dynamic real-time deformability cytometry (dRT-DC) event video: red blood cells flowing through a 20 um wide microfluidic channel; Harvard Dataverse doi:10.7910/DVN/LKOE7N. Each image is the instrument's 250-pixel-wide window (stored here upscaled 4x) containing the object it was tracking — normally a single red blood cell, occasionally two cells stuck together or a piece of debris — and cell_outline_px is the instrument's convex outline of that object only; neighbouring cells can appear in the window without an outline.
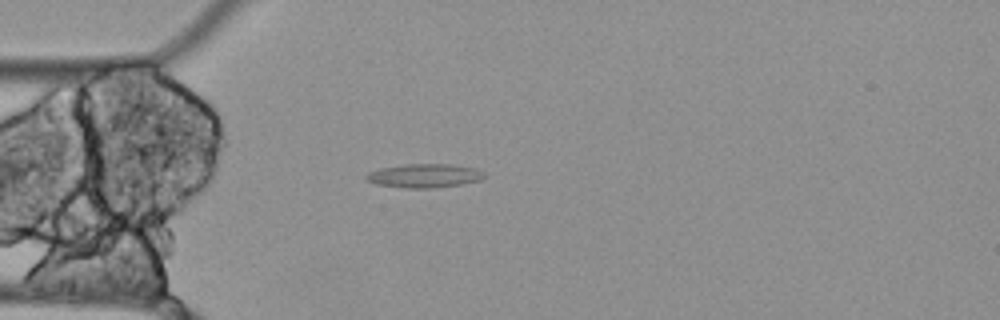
{"species": "Egyptian fruit bat (a non-hibernating species)", "species_latin": "Rousettus aegyptiacus", "temperature_condition": "cold", "stored_images_in_passage": 42, "camera_frame_rate_fps": 3000, "um_per_image_px": 0.085, "animal": {"sex": "female"}, "frame": {"image": 1, "passage_image": 1, "time_ms": 0.0, "image_size_px": [1000, 320], "cell_outline_px": [[484, 176], [480, 180], [460, 184], [432, 188], [404, 188], [376, 184], [368, 180], [364, 176], [368, 172], [380, 168], [408, 164], [448, 164], [476, 168], [484, 172]], "centroid_in_image_um": [36.05, 14.93], "position_along_channel_um": 48.9, "area_um2": 16.24}}
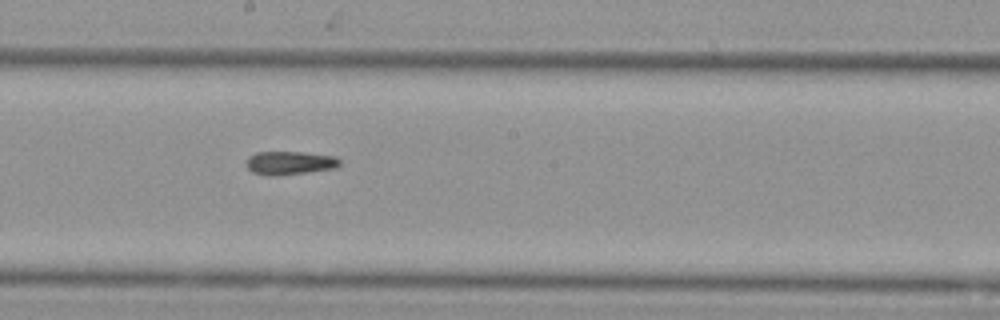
{"frame": {"image": 2, "passage_image": 16, "time_ms": 5.0, "image_size_px": [1000, 320], "cell_outline_px": [[340, 164], [336, 168], [276, 176], [268, 176], [252, 172], [248, 168], [248, 156], [256, 152], [304, 152], [336, 156], [340, 160]], "centroid_in_image_um": [24.64, 13.84], "position_along_channel_um": 223.6, "area_um2": 12.77}}
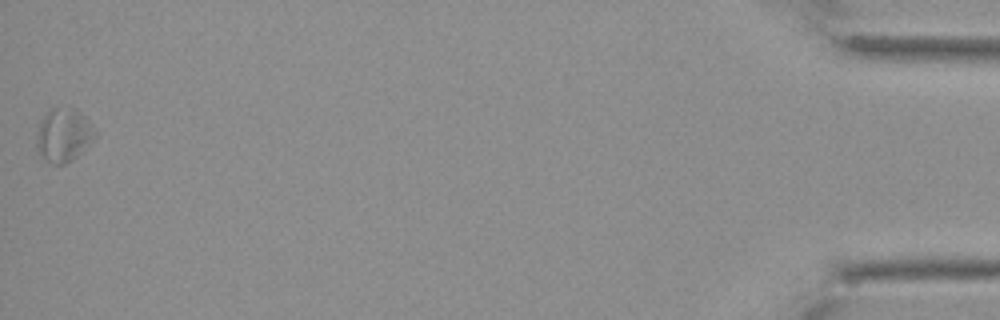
{"frame": {"image": 3, "passage_image": 42, "time_ms": 13.667, "image_size_px": [1000, 320], "cell_outline_px": [[96, 136], [72, 160], [64, 164], [52, 164], [44, 160], [40, 156], [36, 144], [36, 136], [40, 124], [48, 108], [76, 108], [92, 124], [96, 132]], "centroid_in_image_um": [5.39, 11.48], "position_along_channel_um": 429.8, "area_um2": 18.09}}